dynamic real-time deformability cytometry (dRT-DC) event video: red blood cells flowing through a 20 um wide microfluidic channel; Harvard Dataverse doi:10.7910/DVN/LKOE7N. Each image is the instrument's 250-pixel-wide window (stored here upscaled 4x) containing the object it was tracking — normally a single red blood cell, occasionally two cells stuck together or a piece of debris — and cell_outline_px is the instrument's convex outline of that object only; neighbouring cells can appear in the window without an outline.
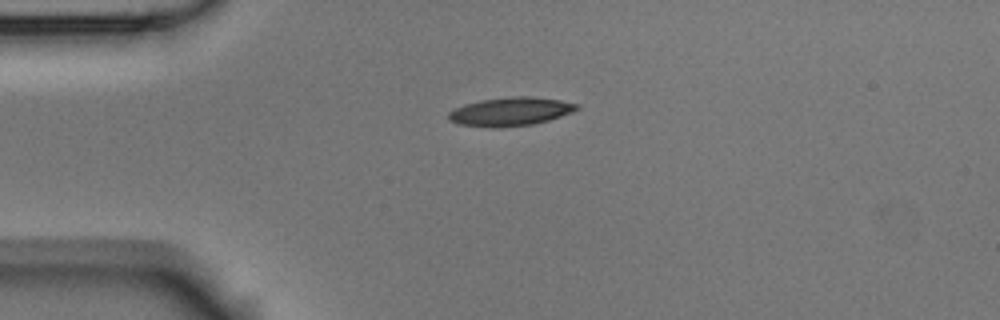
{"species": "Egyptian fruit bat (a non-hibernating species)", "species_latin": "Rousettus aegyptiacus", "temperature_condition": "room temperature", "stored_images_in_passage": 2, "camera_frame_rate_fps": 3000, "um_per_image_px": 0.085, "animal": {"sex": "male"}, "frame": {"image": 1, "passage_image": 1, "time_ms": 0.0, "image_size_px": [1000, 320], "cell_outline_px": [[580, 108], [572, 112], [548, 120], [532, 124], [460, 124], [448, 120], [448, 112], [452, 108], [464, 104], [480, 100], [512, 96], [532, 96], [560, 100], [580, 104]], "centroid_in_image_um": [43.43, 9.41], "position_along_channel_um": 41.6, "area_um2": 20.4}}